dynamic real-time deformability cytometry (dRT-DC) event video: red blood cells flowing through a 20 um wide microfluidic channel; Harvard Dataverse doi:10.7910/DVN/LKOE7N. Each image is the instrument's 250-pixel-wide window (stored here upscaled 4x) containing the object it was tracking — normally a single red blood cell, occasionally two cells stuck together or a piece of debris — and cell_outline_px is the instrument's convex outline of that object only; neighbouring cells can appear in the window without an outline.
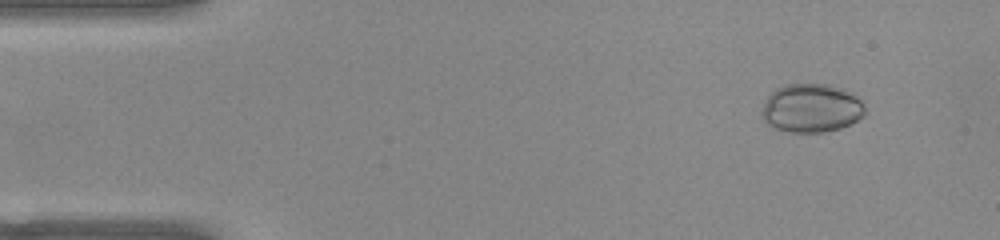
{"species": "common noctule bat (a hibernating species)", "species_latin": "Nyctalus noctula", "temperature_condition": "warm", "stored_images_in_passage": 47, "camera_frame_rate_fps": 3000, "um_per_image_px": 0.085, "animal": {"sex": "female", "body_mass_g": 22.0, "forearm_length_mm": 56.7}, "frame": {"image": 1, "passage_image": 3, "time_ms": 0.667, "image_size_px": [1000, 240], "cell_outline_px": [[864, 116], [852, 124], [840, 128], [824, 132], [792, 132], [776, 128], [768, 124], [764, 120], [764, 104], [768, 96], [776, 88], [784, 84], [828, 84], [852, 92], [864, 104]], "centroid_in_image_um": [69.01, 9.18], "position_along_channel_um": 16.0, "area_um2": 29.07}}
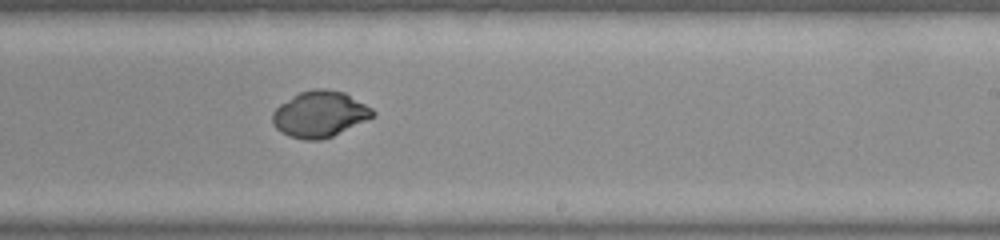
{"frame": {"image": 2, "passage_image": 29, "time_ms": 9.333, "image_size_px": [1000, 240], "cell_outline_px": [[376, 116], [332, 136], [320, 140], [304, 140], [288, 136], [280, 132], [272, 124], [272, 112], [280, 104], [292, 96], [300, 92], [316, 88], [324, 88], [344, 92], [372, 108], [376, 112]], "centroid_in_image_um": [27.17, 9.7], "position_along_channel_um": 261.8, "area_um2": 27.05}}
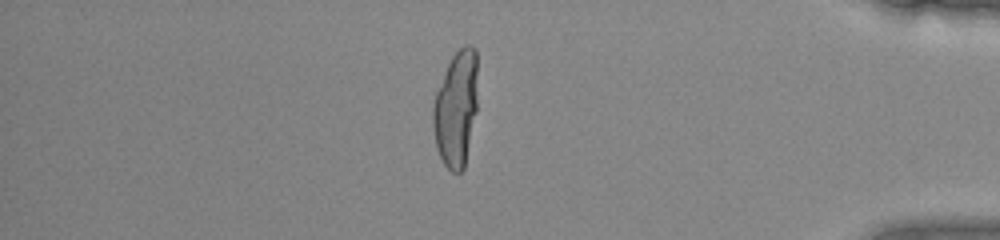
{"frame": {"image": 3, "passage_image": 42, "time_ms": 13.667, "image_size_px": [1000, 240], "cell_outline_px": [[476, 112], [464, 168], [460, 172], [452, 172], [444, 164], [436, 148], [432, 124], [432, 108], [436, 92], [448, 64], [452, 56], [464, 44], [472, 44], [476, 48]], "centroid_in_image_um": [38.75, 9.23], "position_along_channel_um": 396.5, "area_um2": 30.06}}